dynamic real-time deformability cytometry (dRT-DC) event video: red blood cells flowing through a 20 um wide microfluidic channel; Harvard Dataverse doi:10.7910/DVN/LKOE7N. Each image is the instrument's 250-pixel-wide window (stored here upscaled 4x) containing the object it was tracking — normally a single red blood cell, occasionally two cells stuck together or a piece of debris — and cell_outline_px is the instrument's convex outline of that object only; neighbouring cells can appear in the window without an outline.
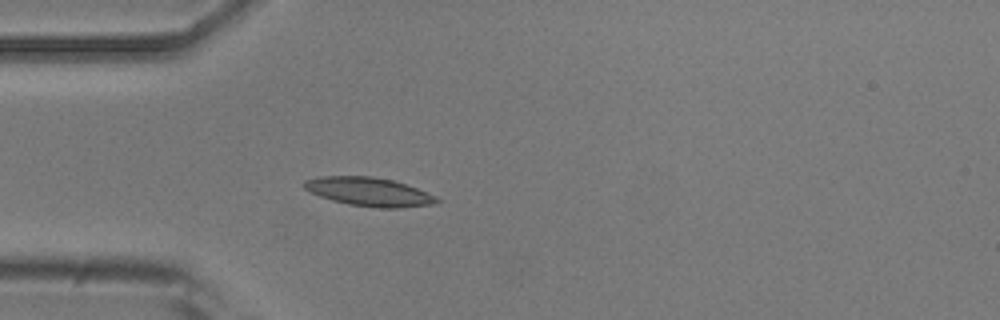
{"species": "common noctule bat (a hibernating species)", "species_latin": "Nyctalus noctula", "temperature_condition": "room temperature", "stored_images_in_passage": 5, "camera_frame_rate_fps": 3000, "um_per_image_px": 0.085, "animal": {"sex": "male", "body_mass_g": 20.5, "forearm_length_mm": 52.5}, "frame": {"image": 1, "passage_image": 5, "time_ms": 4.667, "image_size_px": [1000, 320], "cell_outline_px": [[440, 200], [432, 204], [400, 208], [380, 208], [348, 204], [332, 200], [320, 196], [304, 188], [300, 184], [304, 180], [320, 176], [372, 176], [392, 180], [416, 188], [436, 196]], "centroid_in_image_um": [31.32, 16.29], "position_along_channel_um": 53.7, "area_um2": 22.02}}